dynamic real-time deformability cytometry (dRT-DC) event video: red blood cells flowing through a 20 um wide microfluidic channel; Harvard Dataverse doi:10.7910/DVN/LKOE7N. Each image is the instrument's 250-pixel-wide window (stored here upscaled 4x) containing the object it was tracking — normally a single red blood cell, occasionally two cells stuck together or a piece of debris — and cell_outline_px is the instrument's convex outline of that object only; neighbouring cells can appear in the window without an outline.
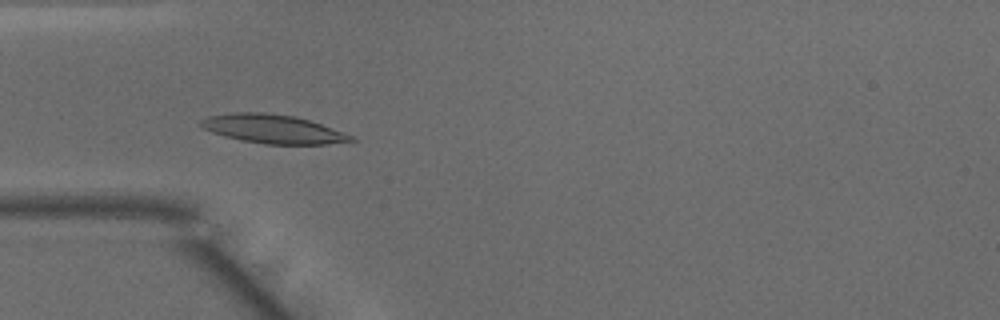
{"species": "common noctule bat (a hibernating species)", "species_latin": "Nyctalus noctula", "temperature_condition": "warm", "stored_images_in_passage": 51, "camera_frame_rate_fps": 3000, "um_per_image_px": 0.085, "animal": {"sex": "male", "body_mass_g": 15.6}, "frame": {"image": 1, "passage_image": 15, "time_ms": 4.667, "image_size_px": [1000, 320], "cell_outline_px": [[356, 140], [328, 144], [264, 144], [224, 136], [212, 132], [204, 128], [200, 124], [200, 120], [208, 116], [232, 112], [264, 112], [292, 116], [308, 120], [344, 132], [352, 136]], "centroid_in_image_um": [23.18, 10.96], "position_along_channel_um": 61.8, "area_um2": 24.85}}
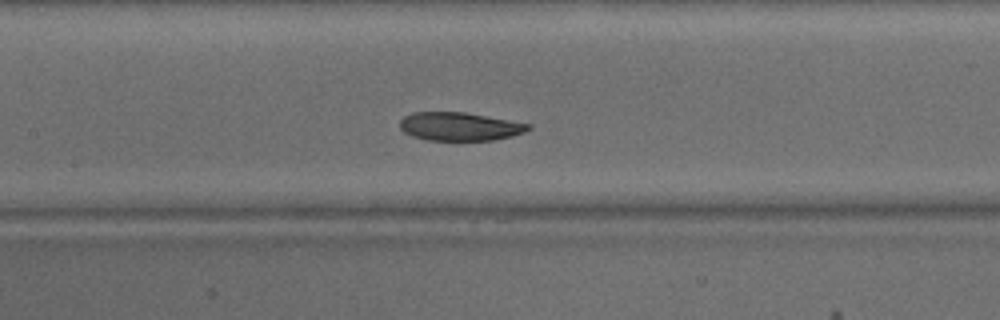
{"frame": {"image": 2, "passage_image": 23, "time_ms": 7.333, "image_size_px": [1000, 320], "cell_outline_px": [[532, 128], [524, 132], [512, 136], [492, 140], [428, 140], [412, 136], [404, 132], [400, 128], [400, 120], [404, 116], [412, 112], [464, 112], [532, 124]], "centroid_in_image_um": [39.07, 10.75], "position_along_channel_um": 168.3, "area_um2": 21.21}}
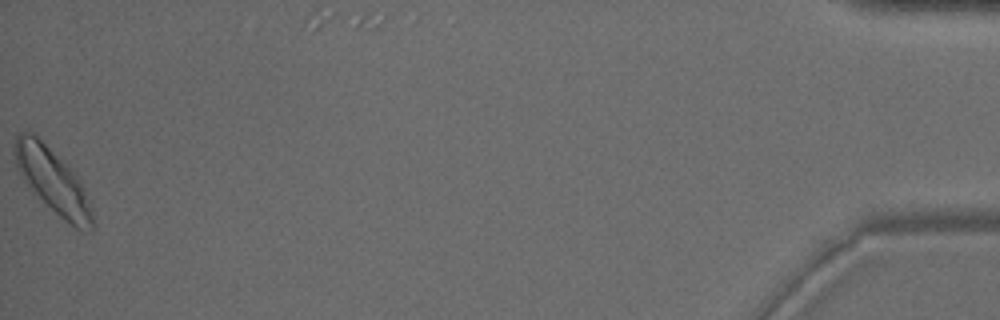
{"frame": {"image": 3, "passage_image": 50, "time_ms": 16.333, "image_size_px": [1000, 320], "cell_outline_px": [[96, 228], [92, 232], [76, 228], [64, 220], [24, 180], [16, 168], [12, 152], [16, 136], [24, 128], [28, 128], [36, 132], [68, 164], [80, 180], [92, 212]], "centroid_in_image_um": [4.45, 15.25], "position_along_channel_um": 430.7, "area_um2": 29.65}, "authors_computed_cell_mechanics": {"area_um2": 23.5246, "velocity_mm_per_s": 4.0207, "shape_relaxation_time_tau1_ms": 7.261, "shape_relaxation_time_tau2_ms": 4.0753, "deformation_change_tau1": 0.2031, "deformation_change_tau2": 0.0869}}